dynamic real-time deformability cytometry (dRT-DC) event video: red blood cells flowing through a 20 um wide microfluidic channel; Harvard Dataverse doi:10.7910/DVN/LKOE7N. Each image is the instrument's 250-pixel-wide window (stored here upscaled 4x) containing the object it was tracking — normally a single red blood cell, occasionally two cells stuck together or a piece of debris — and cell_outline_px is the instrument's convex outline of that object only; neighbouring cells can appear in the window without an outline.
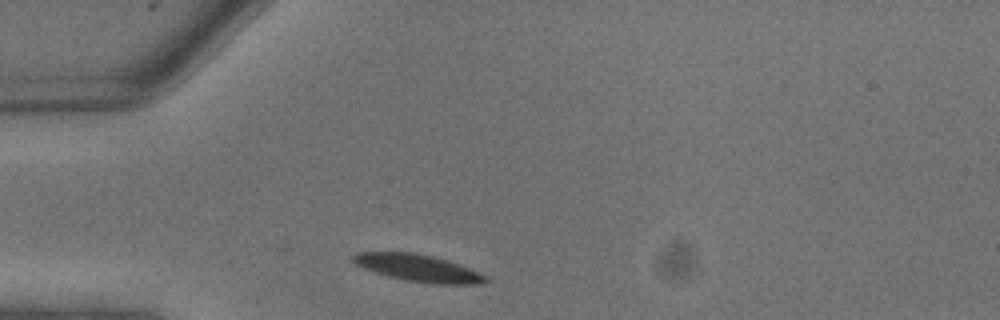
{"species": "common noctule bat (a hibernating species)", "species_latin": "Nyctalus noctula", "temperature_condition": "warm", "stored_images_in_passage": 3, "camera_frame_rate_fps": 3000, "um_per_image_px": 0.085, "animal": {"sex": "male", "body_mass_g": 13.3}, "frame": {"image": 1, "passage_image": 1, "time_ms": 0.0, "image_size_px": [1000, 320], "cell_outline_px": [[488, 280], [480, 284], [432, 284], [408, 280], [388, 276], [364, 268], [356, 264], [348, 256], [356, 252], [412, 252], [432, 256], [468, 268], [488, 276]], "centroid_in_image_um": [35.49, 22.78], "position_along_channel_um": 49.5, "area_um2": 20.63}}
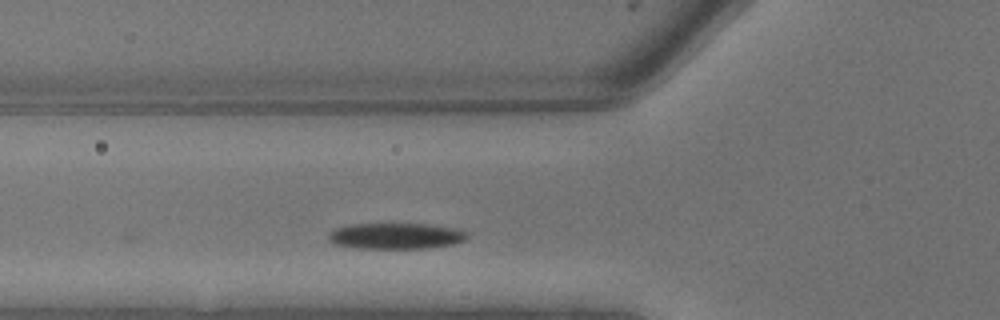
{"frame": {"image": 2, "passage_image": 3, "time_ms": 0.667, "image_size_px": [1000, 320], "cell_outline_px": [[468, 240], [452, 244], [428, 248], [360, 248], [336, 244], [328, 240], [328, 232], [336, 228], [348, 224], [428, 224], [460, 228], [468, 232]], "centroid_in_image_um": [33.7, 20.05], "position_along_channel_um": 92.1, "area_um2": 21.21}}